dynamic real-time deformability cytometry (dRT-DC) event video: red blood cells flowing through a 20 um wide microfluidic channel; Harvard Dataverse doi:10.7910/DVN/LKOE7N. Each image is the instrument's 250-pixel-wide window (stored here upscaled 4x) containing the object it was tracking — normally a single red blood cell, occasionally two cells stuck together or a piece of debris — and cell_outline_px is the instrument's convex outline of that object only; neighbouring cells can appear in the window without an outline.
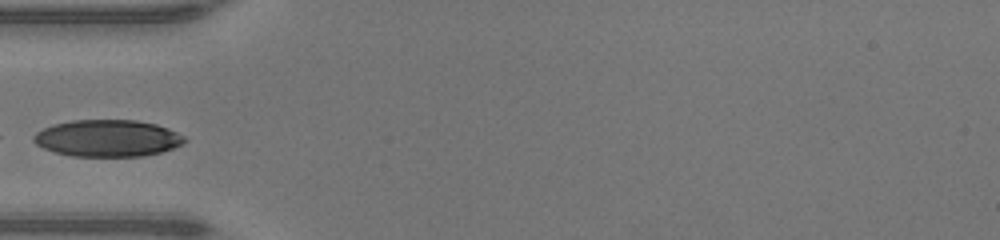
{"species": "human", "species_latin": "Homo sapiens", "temperature_condition": "warm", "stored_images_in_passage": 29, "camera_frame_rate_fps": 3000, "um_per_image_px": 0.085, "donor": {"sex": "male"}, "frame": {"image": 1, "passage_image": 1, "time_ms": 0.0, "image_size_px": [1000, 240], "cell_outline_px": [[188, 140], [184, 144], [160, 152], [144, 156], [72, 156], [56, 152], [44, 148], [36, 144], [32, 140], [32, 136], [36, 132], [52, 124], [72, 120], [136, 120], [156, 124], [168, 128], [184, 136]], "centroid_in_image_um": [9.14, 11.74], "position_along_channel_um": 75.9, "area_um2": 32.48}}
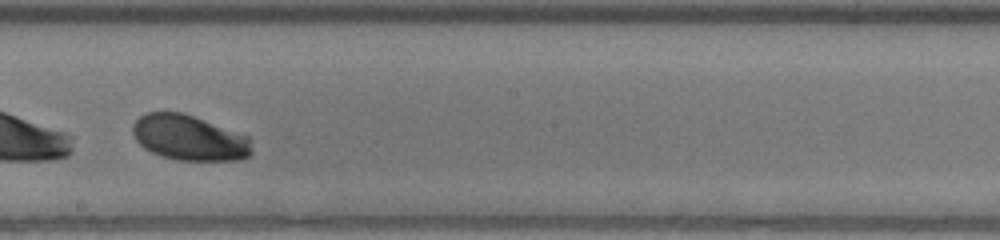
{"frame": {"image": 2, "passage_image": 12, "time_ms": 3.667, "image_size_px": [1000, 240], "cell_outline_px": [[252, 152], [248, 156], [240, 160], [180, 160], [164, 156], [152, 152], [144, 148], [136, 140], [132, 132], [132, 124], [140, 116], [148, 112], [184, 112], [248, 136]], "centroid_in_image_um": [16.07, 11.7], "position_along_channel_um": 232.1, "area_um2": 31.33}}
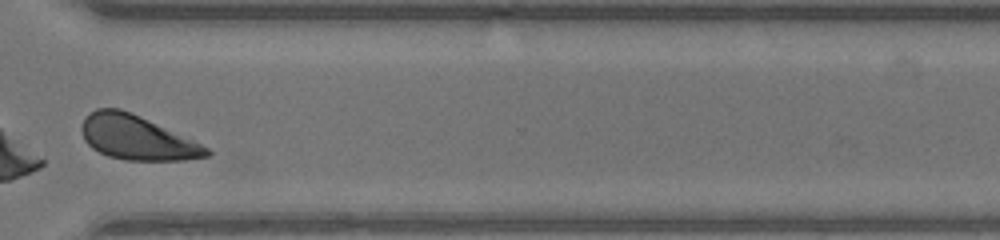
{"frame": {"image": 3, "passage_image": 21, "time_ms": 6.667, "image_size_px": [1000, 240], "cell_outline_px": [[212, 152], [208, 156], [184, 160], [124, 160], [108, 156], [92, 148], [84, 140], [80, 128], [84, 120], [96, 108], [120, 108], [140, 116], [192, 140], [208, 148]], "centroid_in_image_um": [11.6, 11.71], "position_along_channel_um": 359.0, "area_um2": 31.79}}